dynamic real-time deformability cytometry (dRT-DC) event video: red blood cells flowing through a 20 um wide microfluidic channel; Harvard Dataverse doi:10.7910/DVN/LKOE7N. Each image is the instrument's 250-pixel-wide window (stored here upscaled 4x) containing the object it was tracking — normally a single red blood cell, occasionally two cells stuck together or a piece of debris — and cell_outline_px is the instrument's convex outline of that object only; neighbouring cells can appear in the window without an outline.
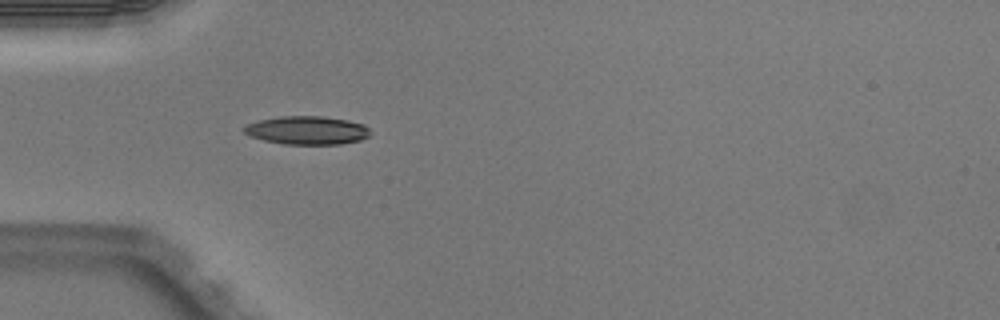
{"species": "Egyptian fruit bat (a non-hibernating species)", "species_latin": "Rousettus aegyptiacus", "temperature_condition": "warm", "stored_images_in_passage": 3, "camera_frame_rate_fps": 3000, "um_per_image_px": 0.085, "animal": {"sex": "male"}, "frame": {"image": 1, "passage_image": 3, "time_ms": 0.667, "image_size_px": [1000, 320], "cell_outline_px": [[368, 136], [360, 140], [340, 144], [284, 144], [264, 140], [248, 136], [244, 132], [244, 128], [248, 124], [260, 120], [280, 116], [320, 116], [348, 120], [364, 124], [368, 128]], "centroid_in_image_um": [26.09, 11.07], "position_along_channel_um": 58.9, "area_um2": 20.69}}